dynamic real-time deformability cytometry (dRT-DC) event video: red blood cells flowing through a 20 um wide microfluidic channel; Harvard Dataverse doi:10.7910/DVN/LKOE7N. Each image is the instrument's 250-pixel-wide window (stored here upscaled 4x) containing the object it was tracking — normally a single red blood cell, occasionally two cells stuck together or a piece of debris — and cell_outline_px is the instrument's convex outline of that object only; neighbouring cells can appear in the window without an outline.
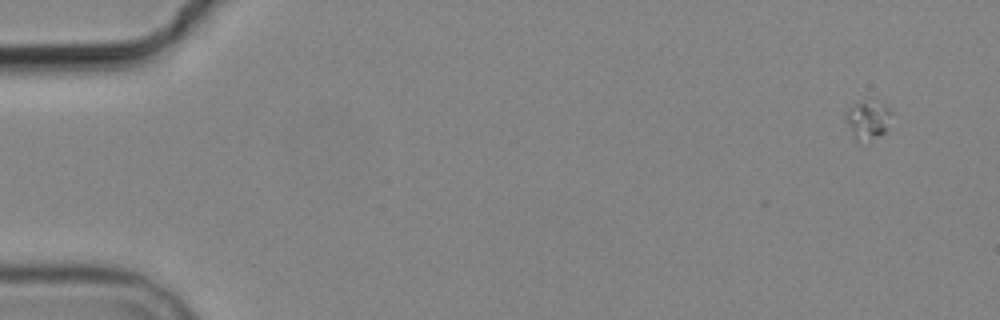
{"species": "common noctule bat (a hibernating species)", "species_latin": "Nyctalus noctula", "temperature_condition": "cold", "stored_images_in_passage": 6, "camera_frame_rate_fps": 3000, "um_per_image_px": 0.085, "animal": {"sex": "male", "body_mass_g": 19.2, "forearm_length_mm": 51.8}, "frame": {"image": 1, "passage_image": 1, "time_ms": 0.0, "image_size_px": [1000, 320], "cell_outline_px": [[892, 112], [888, 128], [884, 132], [868, 144], [856, 140], [844, 120], [844, 116], [848, 108], [852, 104], [868, 96], [876, 96], [888, 104]], "centroid_in_image_um": [73.79, 10.08], "position_along_channel_um": 11.2, "area_um2": 11.56}}